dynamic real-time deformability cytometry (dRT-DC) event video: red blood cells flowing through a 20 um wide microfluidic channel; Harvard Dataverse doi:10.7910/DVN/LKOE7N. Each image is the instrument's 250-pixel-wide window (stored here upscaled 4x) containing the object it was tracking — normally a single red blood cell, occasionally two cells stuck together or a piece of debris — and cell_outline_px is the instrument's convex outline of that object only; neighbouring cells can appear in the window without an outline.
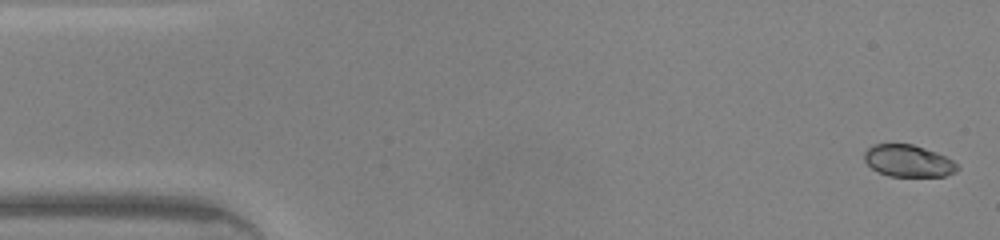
{"species": "common noctule bat (a hibernating species)", "species_latin": "Nyctalus noctula", "temperature_condition": "warm", "stored_images_in_passage": 46, "camera_frame_rate_fps": 3000, "um_per_image_px": 0.085, "animal": {"sex": "male", "body_mass_g": 20.0, "forearm_length_mm": 53.3}, "frame": {"image": 1, "passage_image": 1, "time_ms": 0.0, "image_size_px": [1000, 240], "cell_outline_px": [[960, 168], [956, 172], [944, 176], [888, 176], [872, 168], [864, 160], [864, 152], [872, 144], [912, 144], [936, 152], [960, 164]], "centroid_in_image_um": [77.22, 13.68], "position_along_channel_um": 7.8, "area_um2": 17.34}}
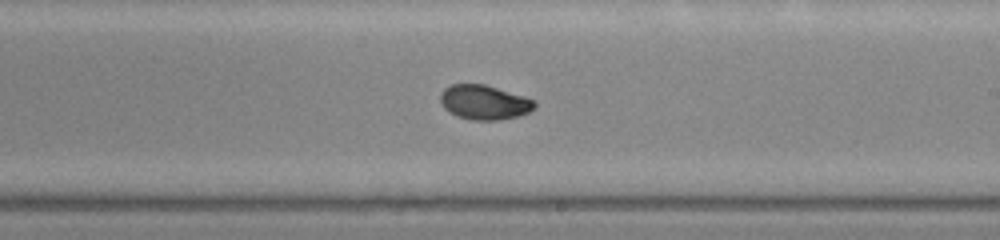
{"frame": {"image": 2, "passage_image": 26, "time_ms": 8.333, "image_size_px": [1000, 240], "cell_outline_px": [[536, 104], [528, 112], [516, 116], [500, 120], [472, 120], [456, 116], [448, 112], [444, 108], [440, 100], [440, 92], [444, 88], [452, 84], [484, 84], [524, 96], [536, 100]], "centroid_in_image_um": [41.12, 8.69], "position_along_channel_um": 247.9, "area_um2": 18.96}}
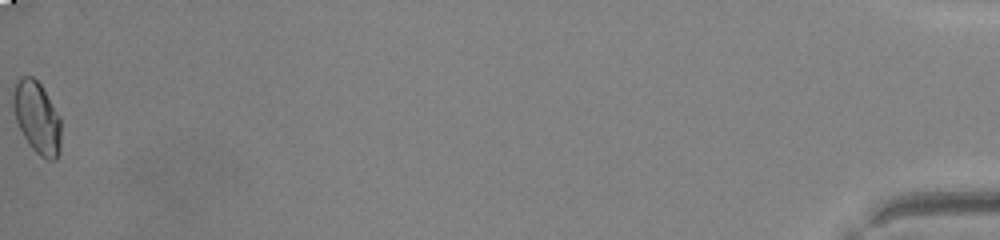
{"frame": {"image": 3, "passage_image": 46, "time_ms": 15.0, "image_size_px": [1000, 240], "cell_outline_px": [[60, 152], [56, 160], [48, 160], [40, 156], [28, 144], [16, 120], [12, 108], [12, 96], [16, 80], [20, 76], [32, 76], [40, 84], [60, 120]], "centroid_in_image_um": [3.11, 10.0], "position_along_channel_um": 432.1, "area_um2": 19.88}, "authors_computed_cell_mechanics": {"area_um2": 18.9584, "velocity_mm_per_s": 4.3835, "shape_relaxation_time_tau1_ms": 3.983, "shape_relaxation_time_tau2_ms": null, "deformation_change_tau1": 0.1577, "deformation_change_tau2": null}}